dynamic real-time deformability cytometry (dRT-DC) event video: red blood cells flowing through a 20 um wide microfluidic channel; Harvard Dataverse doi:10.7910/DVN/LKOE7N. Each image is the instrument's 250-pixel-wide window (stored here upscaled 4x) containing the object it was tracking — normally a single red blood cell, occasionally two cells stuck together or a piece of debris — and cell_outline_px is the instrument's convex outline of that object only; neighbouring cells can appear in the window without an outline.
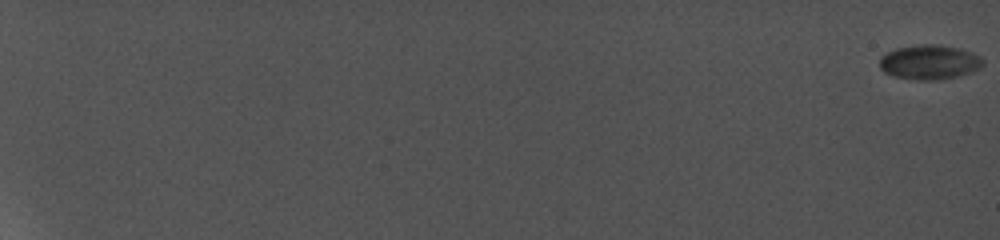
{"species": "common noctule bat (a hibernating species)", "species_latin": "Nyctalus noctula", "temperature_condition": "cold", "stored_images_in_passage": 12, "camera_frame_rate_fps": 5000, "um_per_image_px": 0.085, "animal": {"sex": "female", "body_mass_g": 19.0, "forearm_length_mm": 56.7}, "frame": {"image": 1, "passage_image": 1, "time_ms": 0.0, "image_size_px": [1000, 240], "cell_outline_px": [[984, 64], [980, 68], [972, 72], [956, 76], [936, 80], [916, 80], [892, 76], [884, 72], [880, 68], [880, 56], [896, 48], [924, 44], [936, 44], [960, 48], [972, 52], [980, 56], [984, 60]], "centroid_in_image_um": [79.01, 5.28], "position_along_channel_um": 6.0, "area_um2": 20.92}}
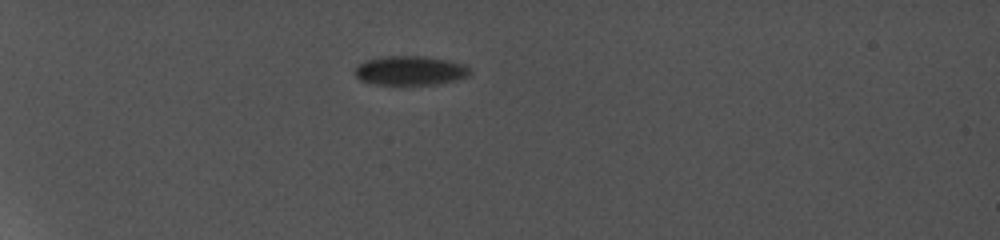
{"frame": {"image": 2, "passage_image": 9, "time_ms": 7.2, "image_size_px": [1000, 240], "cell_outline_px": [[472, 72], [468, 76], [456, 80], [440, 84], [376, 84], [360, 80], [356, 76], [356, 68], [364, 60], [380, 56], [428, 56], [468, 64], [472, 68]], "centroid_in_image_um": [34.95, 5.98], "position_along_channel_um": 50.1, "area_um2": 19.88}}
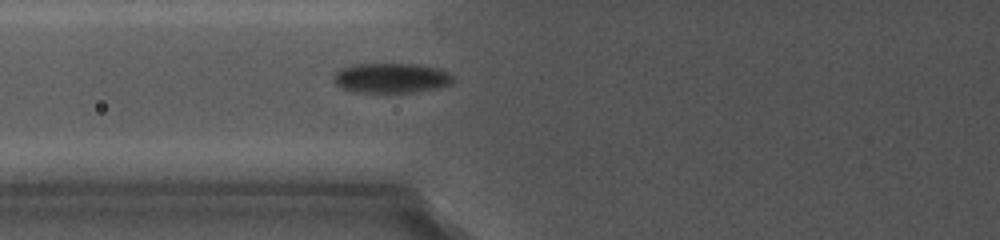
{"frame": {"image": 3, "passage_image": 12, "time_ms": 9.8, "image_size_px": [1000, 240], "cell_outline_px": [[452, 80], [448, 84], [432, 88], [404, 92], [360, 92], [344, 88], [336, 84], [336, 72], [340, 68], [352, 64], [416, 64], [440, 68], [448, 72], [452, 76]], "centroid_in_image_um": [33.24, 6.6], "position_along_channel_um": 92.6, "area_um2": 20.17}}